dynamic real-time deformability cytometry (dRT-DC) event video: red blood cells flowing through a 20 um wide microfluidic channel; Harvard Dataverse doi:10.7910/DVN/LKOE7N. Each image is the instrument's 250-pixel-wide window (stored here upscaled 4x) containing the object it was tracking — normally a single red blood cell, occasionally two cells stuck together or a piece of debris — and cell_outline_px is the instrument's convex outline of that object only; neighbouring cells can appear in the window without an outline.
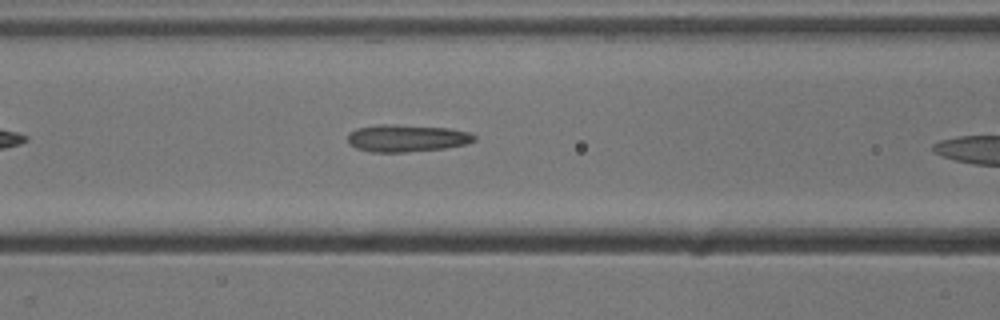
{"species": "common noctule bat (a hibernating species)", "species_latin": "Nyctalus noctula", "temperature_condition": "cold", "stored_images_in_passage": 29, "camera_frame_rate_fps": 3000, "um_per_image_px": 0.085, "animal": {"sex": "male", "body_mass_g": 13.3}, "frame": {"image": 1, "passage_image": 8, "time_ms": 2.333, "image_size_px": [1000, 320], "cell_outline_px": [[476, 140], [468, 144], [444, 148], [404, 152], [372, 152], [356, 148], [348, 144], [348, 132], [356, 128], [384, 124], [388, 124], [448, 128], [468, 132], [476, 136]], "centroid_in_image_um": [34.55, 11.75], "position_along_channel_um": 132.0, "area_um2": 20.06}}
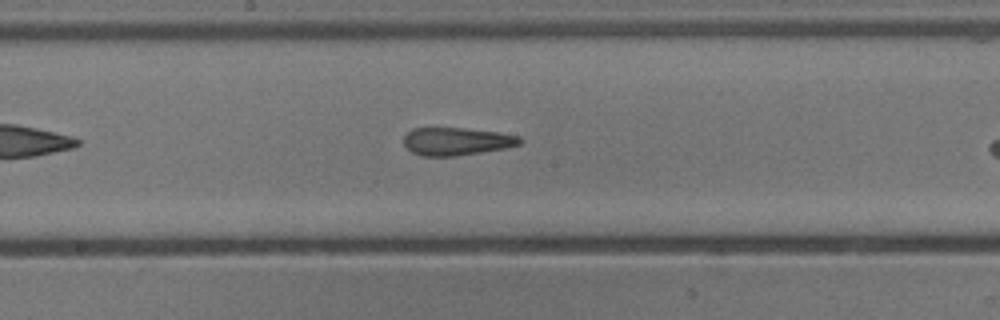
{"frame": {"image": 2, "passage_image": 14, "time_ms": 4.333, "image_size_px": [1000, 320], "cell_outline_px": [[524, 140], [520, 144], [504, 148], [456, 156], [420, 156], [412, 152], [404, 144], [404, 136], [412, 128], [464, 128], [500, 132], [520, 136]], "centroid_in_image_um": [38.82, 12.01], "position_along_channel_um": 209.4, "area_um2": 18.84}}
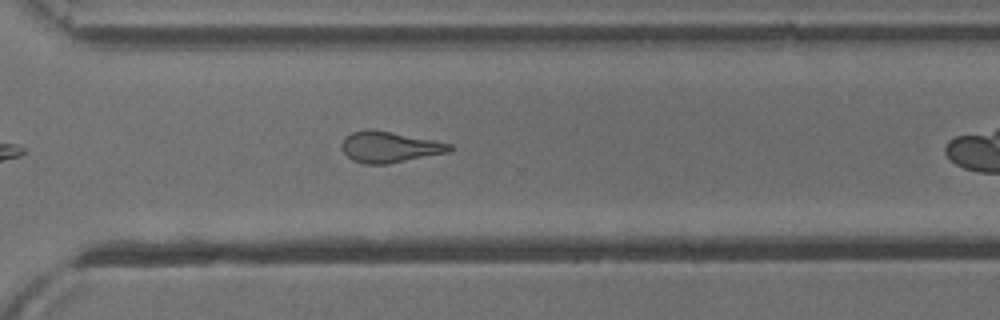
{"frame": {"image": 3, "passage_image": 24, "time_ms": 7.667, "image_size_px": [1000, 320], "cell_outline_px": [[452, 152], [388, 164], [364, 164], [352, 160], [344, 152], [344, 140], [352, 132], [368, 128], [372, 128], [452, 144]], "centroid_in_image_um": [33.16, 12.5], "position_along_channel_um": 337.4, "area_um2": 19.36}}